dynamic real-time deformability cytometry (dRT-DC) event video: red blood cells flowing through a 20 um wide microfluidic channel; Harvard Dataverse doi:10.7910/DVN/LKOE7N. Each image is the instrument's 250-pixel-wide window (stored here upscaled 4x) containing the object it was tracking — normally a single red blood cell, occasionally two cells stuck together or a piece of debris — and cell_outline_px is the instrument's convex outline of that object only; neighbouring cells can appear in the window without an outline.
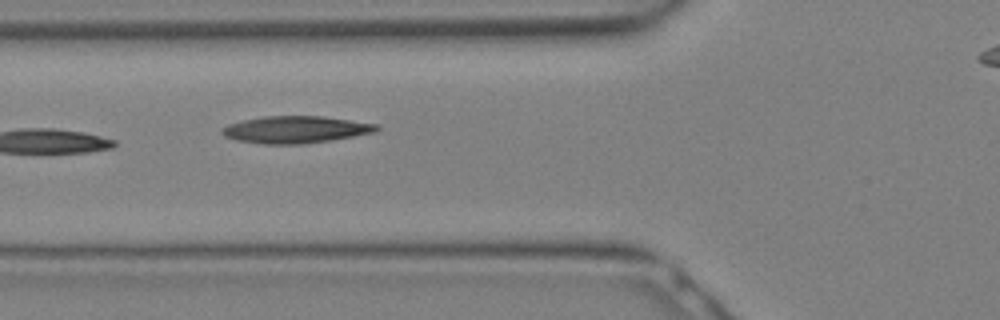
{"species": "Egyptian fruit bat (a non-hibernating species)", "species_latin": "Rousettus aegyptiacus", "temperature_condition": "warm", "stored_images_in_passage": 24, "camera_frame_rate_fps": 3000, "um_per_image_px": 0.085, "animal": {"sex": "female"}, "frame": {"image": 1, "passage_image": 4, "time_ms": 1.0, "image_size_px": [1000, 320], "cell_outline_px": [[380, 128], [376, 132], [332, 140], [304, 144], [260, 144], [236, 140], [224, 136], [220, 132], [228, 124], [244, 120], [264, 116], [324, 116], [376, 124]], "centroid_in_image_um": [25.13, 11.02], "position_along_channel_um": 100.7, "area_um2": 24.39}}